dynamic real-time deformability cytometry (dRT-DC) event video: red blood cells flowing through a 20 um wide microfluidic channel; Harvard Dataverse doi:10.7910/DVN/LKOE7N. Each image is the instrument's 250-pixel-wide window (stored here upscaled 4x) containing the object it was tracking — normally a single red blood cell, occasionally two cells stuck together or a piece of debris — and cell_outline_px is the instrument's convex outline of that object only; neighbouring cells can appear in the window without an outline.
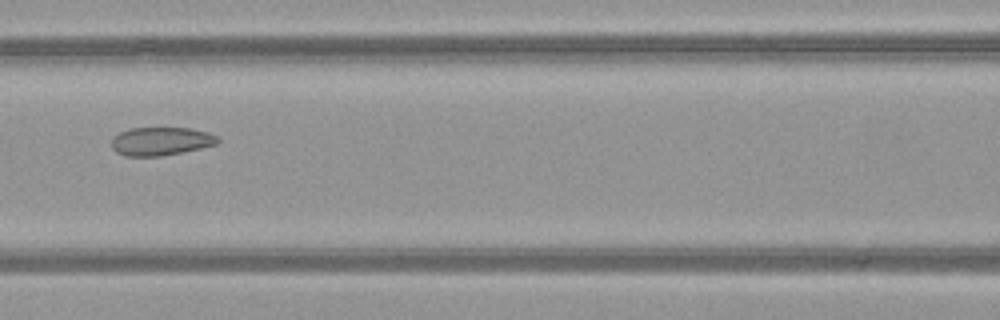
{"species": "common noctule bat (a hibernating species)", "species_latin": "Nyctalus noctula", "temperature_condition": "warm", "stored_images_in_passage": 5, "camera_frame_rate_fps": 3000, "um_per_image_px": 0.085, "animal": {"sex": "female", "body_mass_g": 21.9}, "frame": {"image": 1, "passage_image": 5, "time_ms": 1.333, "image_size_px": [1000, 320], "cell_outline_px": [[220, 140], [216, 144], [200, 148], [160, 156], [124, 156], [116, 152], [112, 148], [112, 136], [128, 128], [192, 128], [208, 132], [216, 136]], "centroid_in_image_um": [13.64, 12.0], "position_along_channel_um": 153.0, "area_um2": 17.51}}